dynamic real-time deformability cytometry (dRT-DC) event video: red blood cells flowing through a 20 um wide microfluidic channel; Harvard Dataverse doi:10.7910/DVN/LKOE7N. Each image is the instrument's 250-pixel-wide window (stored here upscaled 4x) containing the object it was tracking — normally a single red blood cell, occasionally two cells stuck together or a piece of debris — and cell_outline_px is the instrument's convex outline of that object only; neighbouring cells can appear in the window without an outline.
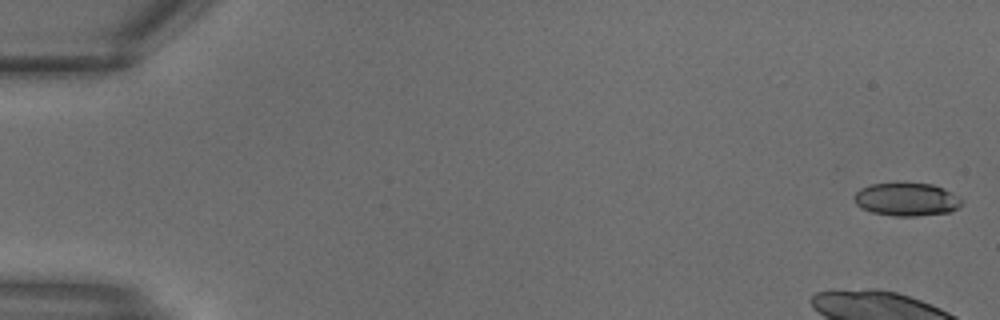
{"species": "common noctule bat (a hibernating species)", "species_latin": "Nyctalus noctula", "temperature_condition": "warm", "stored_images_in_passage": 7, "camera_frame_rate_fps": 3000, "um_per_image_px": 0.085, "animal": {"sex": "male", "body_mass_g": 18.8}, "frame": {"image": 1, "passage_image": 1, "time_ms": 0.0, "image_size_px": [1000, 320], "cell_outline_px": [[960, 204], [956, 208], [948, 212], [916, 216], [896, 216], [872, 212], [860, 208], [856, 204], [852, 196], [860, 188], [872, 184], [932, 184], [944, 188], [952, 192], [960, 200]], "centroid_in_image_um": [77.0, 16.95], "position_along_channel_um": 8.0, "area_um2": 20.4}}